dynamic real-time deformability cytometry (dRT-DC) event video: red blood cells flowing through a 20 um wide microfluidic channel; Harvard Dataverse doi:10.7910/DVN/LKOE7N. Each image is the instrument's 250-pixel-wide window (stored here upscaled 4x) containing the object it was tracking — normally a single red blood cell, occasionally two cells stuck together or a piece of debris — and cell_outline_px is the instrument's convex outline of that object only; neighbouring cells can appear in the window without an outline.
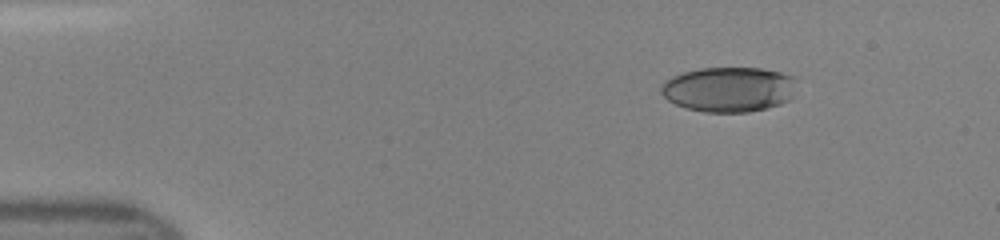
{"species": "human", "species_latin": "Homo sapiens", "temperature_condition": "room temperature", "stored_images_in_passage": 41, "camera_frame_rate_fps": 3000, "um_per_image_px": 0.085, "donor": {"sex": "female"}, "frame": {"image": 1, "passage_image": 1, "time_ms": 0.0, "image_size_px": [1000, 240], "cell_outline_px": [[796, 76], [788, 100], [780, 104], [768, 108], [748, 112], [704, 112], [684, 108], [668, 100], [660, 92], [660, 84], [664, 80], [680, 72], [700, 68], [760, 68], [780, 72]], "centroid_in_image_um": [61.88, 7.59], "position_along_channel_um": 23.1, "area_um2": 35.72}}
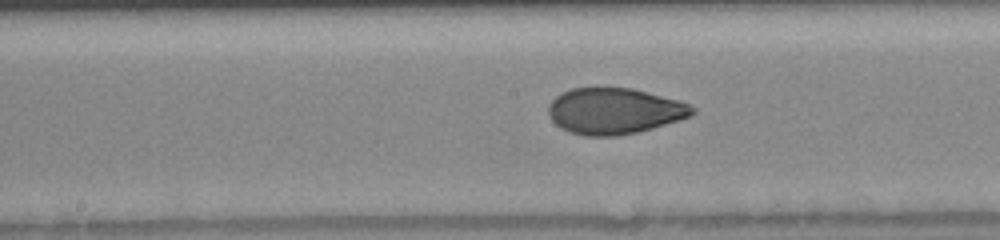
{"frame": {"image": 2, "passage_image": 19, "time_ms": 6.0, "image_size_px": [1000, 240], "cell_outline_px": [[696, 112], [692, 116], [680, 120], [652, 128], [636, 132], [616, 136], [584, 136], [568, 132], [560, 128], [552, 120], [548, 112], [548, 104], [556, 96], [572, 88], [632, 88], [680, 100], [696, 108]], "centroid_in_image_um": [52.24, 9.44], "position_along_channel_um": 196.0, "area_um2": 38.78}}
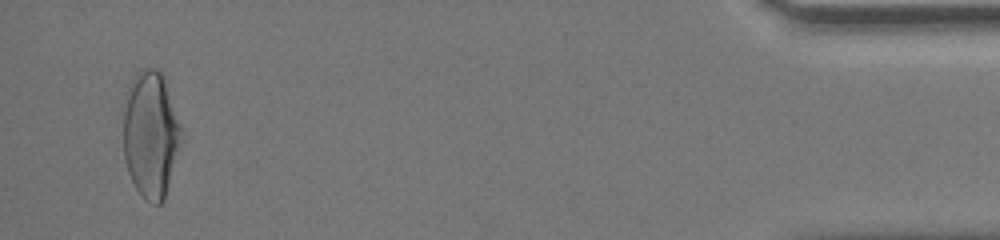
{"frame": {"image": 3, "passage_image": 40, "time_ms": 13.0, "image_size_px": [1000, 240], "cell_outline_px": [[184, 132], [164, 200], [160, 204], [156, 204], [144, 200], [136, 188], [128, 172], [124, 156], [124, 112], [128, 84], [136, 72], [140, 68], [156, 68], [160, 72], [164, 80]], "centroid_in_image_um": [12.81, 11.42], "position_along_channel_um": 422.4, "area_um2": 42.83}}